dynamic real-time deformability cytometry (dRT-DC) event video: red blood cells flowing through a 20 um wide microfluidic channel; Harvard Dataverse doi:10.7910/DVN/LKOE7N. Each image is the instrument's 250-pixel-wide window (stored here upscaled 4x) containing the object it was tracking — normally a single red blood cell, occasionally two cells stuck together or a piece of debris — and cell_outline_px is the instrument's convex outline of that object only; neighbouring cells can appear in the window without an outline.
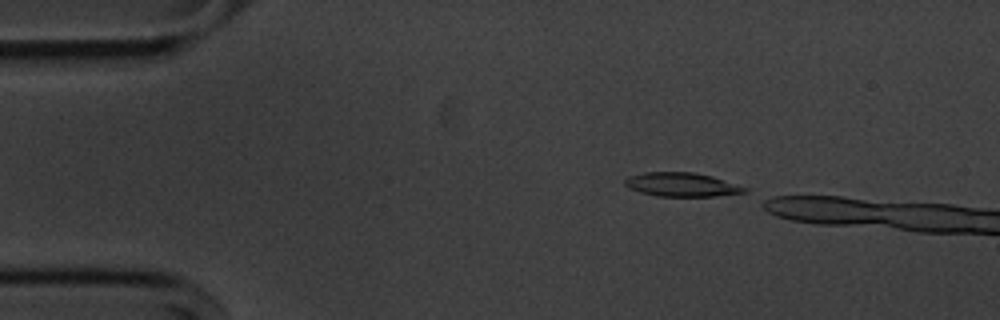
{"species": "common noctule bat (a hibernating species)", "species_latin": "Nyctalus noctula", "temperature_condition": "cold", "stored_images_in_passage": 5, "camera_frame_rate_fps": 3000, "um_per_image_px": 0.085, "animal": {"sex": "male", "body_mass_g": 20.1, "forearm_length_mm": 53.5}, "frame": {"image": 1, "passage_image": 1, "time_ms": 0.0, "image_size_px": [1000, 320], "cell_outline_px": [[748, 192], [716, 196], [656, 196], [640, 192], [628, 188], [624, 184], [624, 180], [628, 176], [644, 172], [692, 172], [712, 176], [748, 188]], "centroid_in_image_um": [57.92, 15.69], "position_along_channel_um": 27.1, "area_um2": 16.7}}